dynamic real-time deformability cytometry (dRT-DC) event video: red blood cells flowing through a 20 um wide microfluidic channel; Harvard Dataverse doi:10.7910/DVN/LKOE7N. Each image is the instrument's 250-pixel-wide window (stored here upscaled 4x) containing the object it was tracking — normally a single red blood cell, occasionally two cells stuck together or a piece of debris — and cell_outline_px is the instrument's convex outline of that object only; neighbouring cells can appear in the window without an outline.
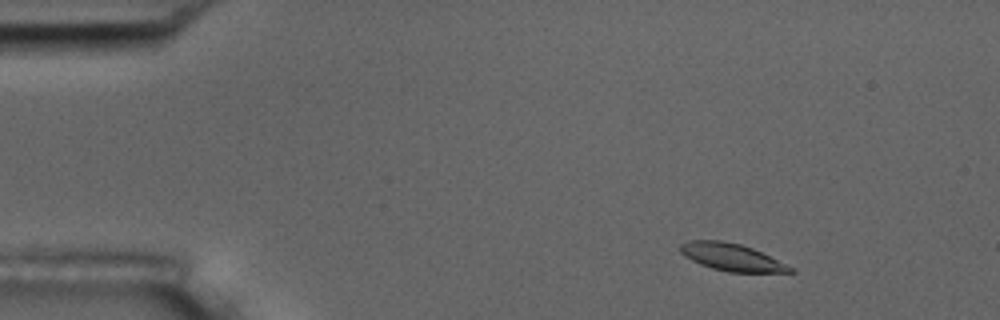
{"species": "common noctule bat (a hibernating species)", "species_latin": "Nyctalus noctula", "temperature_condition": "room temperature", "stored_images_in_passage": 5, "camera_frame_rate_fps": 3000, "um_per_image_px": 0.085, "animal": {"sex": "male", "body_mass_g": 17.5, "forearm_length_mm": 52.3}, "frame": {"image": 1, "passage_image": 2, "time_ms": 1.0, "image_size_px": [1000, 320], "cell_outline_px": [[796, 272], [728, 272], [712, 268], [700, 264], [684, 256], [680, 252], [680, 244], [688, 240], [720, 240], [740, 244], [752, 248], [796, 268]], "centroid_in_image_um": [62.2, 21.86], "position_along_channel_um": 22.8, "area_um2": 17.51}}
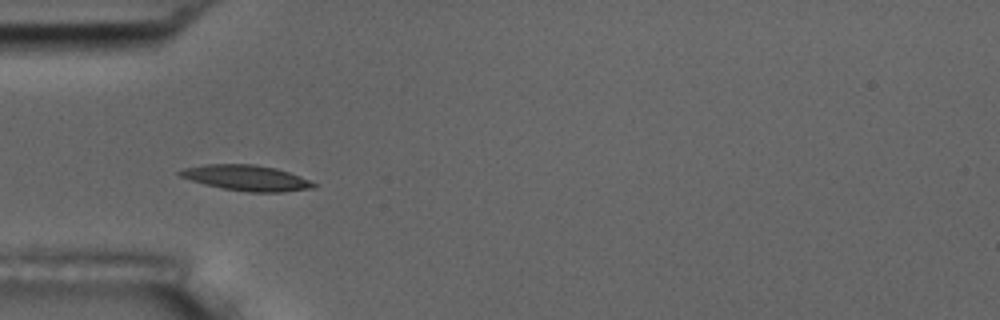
{"frame": {"image": 2, "passage_image": 5, "time_ms": 4.333, "image_size_px": [1000, 320], "cell_outline_px": [[320, 184], [316, 188], [284, 192], [248, 192], [224, 188], [204, 184], [180, 176], [176, 172], [184, 168], [204, 164], [252, 164], [276, 168], [300, 176]], "centroid_in_image_um": [21.01, 15.12], "position_along_channel_um": 64.0, "area_um2": 20.0}}